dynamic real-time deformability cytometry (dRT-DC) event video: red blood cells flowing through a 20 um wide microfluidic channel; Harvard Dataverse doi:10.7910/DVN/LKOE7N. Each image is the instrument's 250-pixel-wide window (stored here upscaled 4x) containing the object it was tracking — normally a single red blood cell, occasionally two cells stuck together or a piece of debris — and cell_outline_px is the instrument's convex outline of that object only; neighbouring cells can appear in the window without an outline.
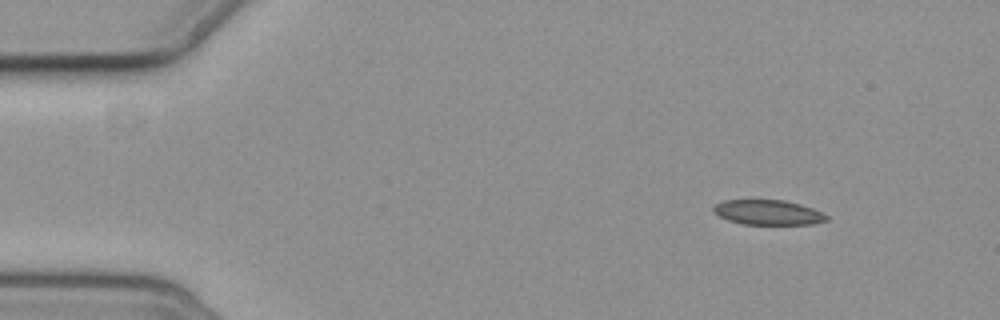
{"species": "common noctule bat (a hibernating species)", "species_latin": "Nyctalus noctula", "temperature_condition": "cold", "stored_images_in_passage": 3, "camera_frame_rate_fps": 3000, "um_per_image_px": 0.085, "animal": {"sex": "female", "body_mass_g": 19.3, "forearm_length_mm": 54.1}, "frame": {"image": 1, "passage_image": 2, "time_ms": 1.333, "image_size_px": [1000, 320], "cell_outline_px": [[828, 220], [812, 224], [744, 224], [728, 220], [712, 212], [712, 208], [716, 204], [724, 200], [784, 200], [800, 204], [812, 208], [828, 216]], "centroid_in_image_um": [65.26, 18.05], "position_along_channel_um": 19.7, "area_um2": 16.3}}
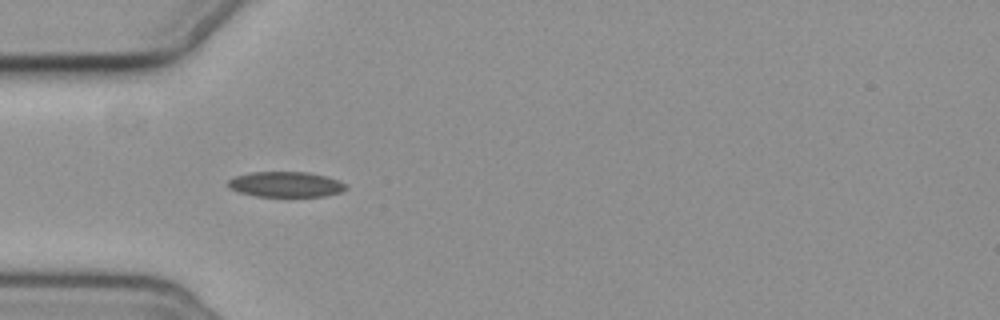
{"frame": {"image": 2, "passage_image": 3, "time_ms": 5.0, "image_size_px": [1000, 320], "cell_outline_px": [[348, 188], [340, 192], [324, 196], [256, 196], [240, 192], [228, 188], [228, 180], [236, 176], [252, 172], [308, 172], [328, 176], [348, 184]], "centroid_in_image_um": [24.33, 15.66], "position_along_channel_um": 60.7, "area_um2": 17.46}}